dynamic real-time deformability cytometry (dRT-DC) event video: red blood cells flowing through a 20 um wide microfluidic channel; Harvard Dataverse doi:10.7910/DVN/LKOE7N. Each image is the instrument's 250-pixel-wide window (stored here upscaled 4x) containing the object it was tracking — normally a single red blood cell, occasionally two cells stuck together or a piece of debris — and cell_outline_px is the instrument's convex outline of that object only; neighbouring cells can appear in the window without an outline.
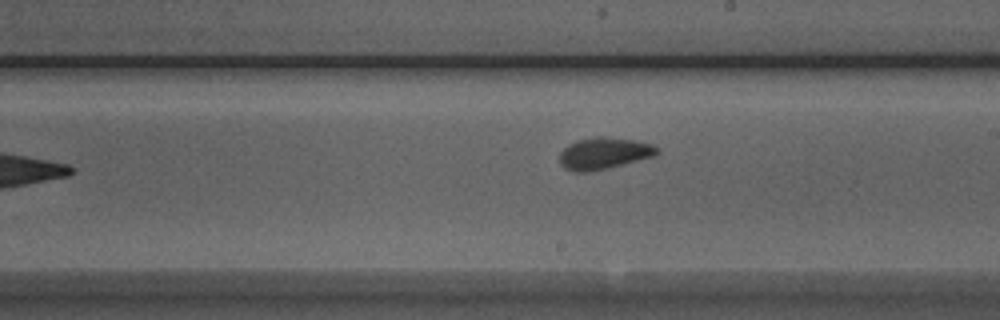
{"species": "Egyptian fruit bat (a non-hibernating species)", "species_latin": "Rousettus aegyptiacus", "temperature_condition": "room temperature", "stored_images_in_passage": 7, "camera_frame_rate_fps": 3000, "um_per_image_px": 0.085, "animal": {"sex": "male"}, "frame": {"image": 1, "passage_image": 6, "time_ms": 1.667, "image_size_px": [1000, 320], "cell_outline_px": [[660, 152], [652, 156], [608, 168], [588, 172], [576, 172], [564, 168], [560, 164], [560, 152], [568, 144], [576, 140], [592, 136], [604, 136], [636, 140], [652, 144], [660, 148]], "centroid_in_image_um": [51.32, 13.01], "position_along_channel_um": 237.7, "area_um2": 18.15}}